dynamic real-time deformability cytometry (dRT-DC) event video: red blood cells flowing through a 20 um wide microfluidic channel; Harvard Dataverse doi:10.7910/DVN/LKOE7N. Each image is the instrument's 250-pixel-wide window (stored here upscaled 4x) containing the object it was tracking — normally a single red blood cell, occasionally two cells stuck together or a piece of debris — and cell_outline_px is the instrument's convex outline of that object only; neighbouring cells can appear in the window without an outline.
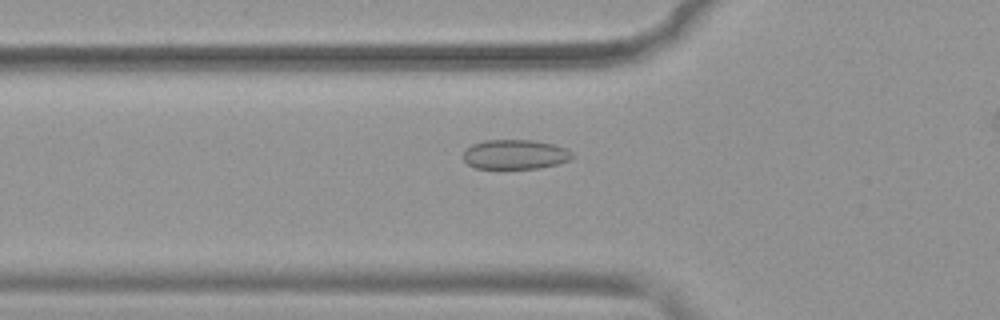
{"species": "common noctule bat (a hibernating species)", "species_latin": "Nyctalus noctula", "temperature_condition": "warm", "stored_images_in_passage": 44, "camera_frame_rate_fps": 3000, "um_per_image_px": 0.085, "animal": {"sex": "female", "body_mass_g": 19.9}, "frame": {"image": 1, "passage_image": 16, "time_ms": 5.0, "image_size_px": [1000, 320], "cell_outline_px": [[576, 156], [568, 160], [556, 164], [540, 168], [500, 172], [476, 168], [468, 164], [464, 160], [464, 148], [472, 144], [484, 140], [536, 140], [568, 148]], "centroid_in_image_um": [43.76, 13.17], "position_along_channel_um": 82.0, "area_um2": 19.83}}
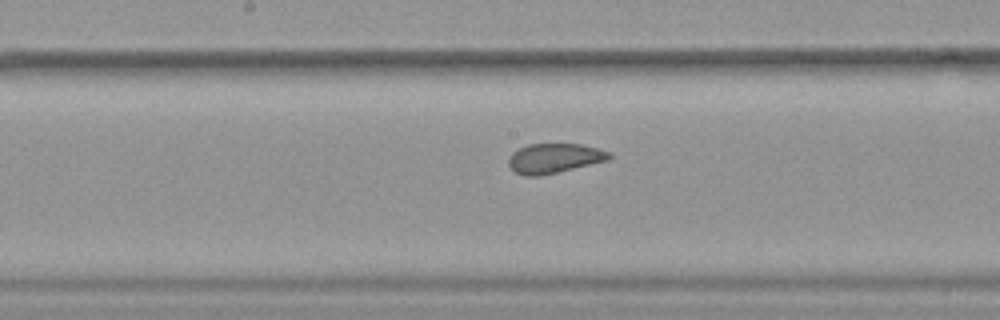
{"frame": {"image": 2, "passage_image": 25, "time_ms": 8.0, "image_size_px": [1000, 320], "cell_outline_px": [[612, 156], [608, 160], [540, 176], [524, 176], [516, 172], [508, 164], [508, 156], [512, 152], [528, 144], [580, 144], [612, 152]], "centroid_in_image_um": [47.1, 13.45], "position_along_channel_um": 201.1, "area_um2": 17.34}}
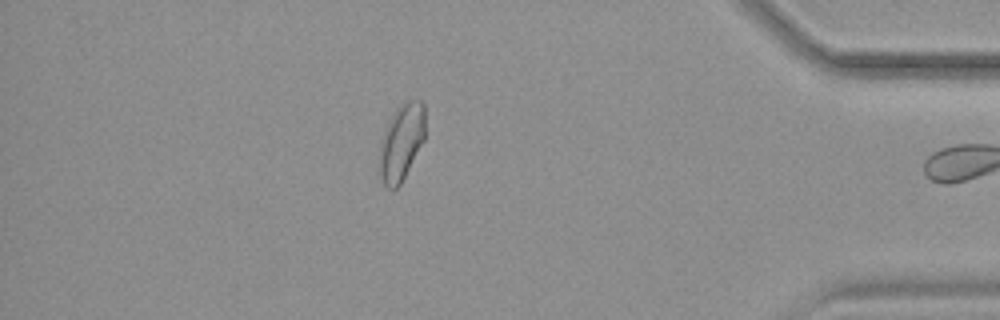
{"frame": {"image": 3, "passage_image": 43, "time_ms": 14.0, "image_size_px": [1000, 320], "cell_outline_px": [[424, 140], [400, 184], [392, 192], [384, 184], [376, 168], [380, 140], [388, 120], [392, 112], [404, 100], [420, 100], [424, 104]], "centroid_in_image_um": [34.06, 12.09], "position_along_channel_um": 401.1, "area_um2": 20.98}, "authors_computed_cell_mechanics": {"area_um2": 19.3919, "velocity_mm_per_s": 3.9615, "shape_relaxation_time_tau1_ms": null, "shape_relaxation_time_tau2_ms": 0.9438, "deformation_change_tau1": null, "deformation_change_tau2": 0.0521}}